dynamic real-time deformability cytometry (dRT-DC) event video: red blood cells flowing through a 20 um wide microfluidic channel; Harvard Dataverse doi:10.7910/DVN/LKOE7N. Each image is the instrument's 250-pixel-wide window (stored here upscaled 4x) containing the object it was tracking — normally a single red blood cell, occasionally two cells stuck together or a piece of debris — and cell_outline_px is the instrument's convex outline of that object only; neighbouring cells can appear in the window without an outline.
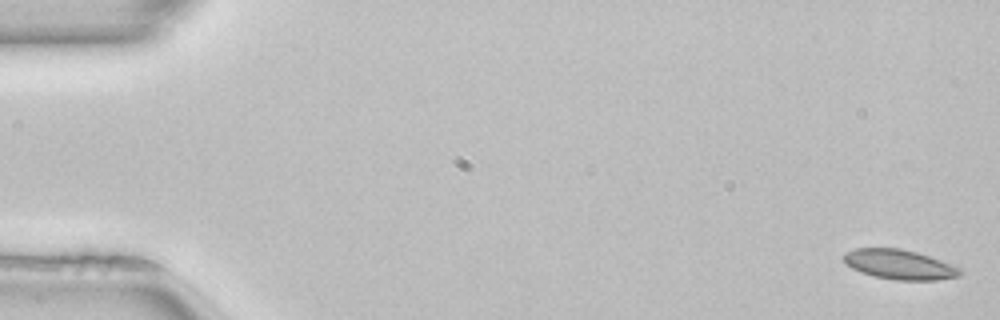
{"species": "common noctule bat (a hibernating species)", "species_latin": "Nyctalus noctula", "temperature_condition": "room temperature", "stored_images_in_passage": 51, "camera_frame_rate_fps": 3000, "um_per_image_px": 0.085, "animal": {"sex": "female", "body_mass_g": 22.7, "forearm_length_mm": 54.2}, "frame": {"image": 1, "passage_image": 1, "time_ms": 0.0, "image_size_px": [1000, 320], "cell_outline_px": [[960, 272], [956, 276], [936, 280], [896, 280], [872, 276], [860, 272], [852, 268], [844, 260], [844, 256], [848, 252], [856, 248], [900, 248], [916, 252], [940, 260], [960, 268]], "centroid_in_image_um": [76.42, 22.48], "position_along_channel_um": 8.6, "area_um2": 19.77}}
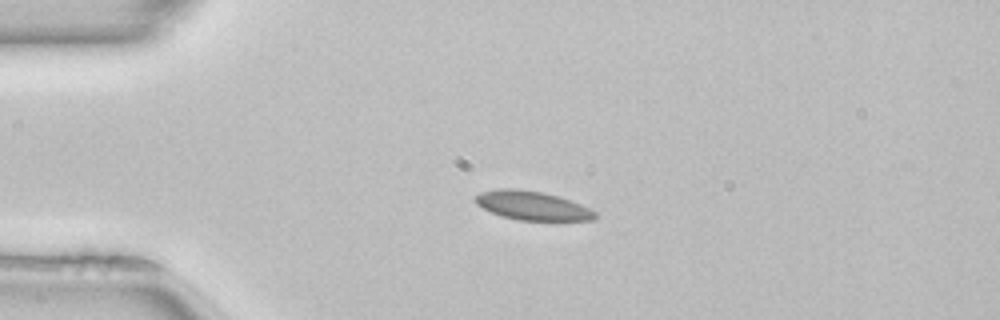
{"frame": {"image": 2, "passage_image": 12, "time_ms": 3.667, "image_size_px": [1000, 320], "cell_outline_px": [[596, 216], [592, 220], [516, 220], [500, 216], [476, 204], [472, 200], [472, 196], [480, 192], [496, 188], [516, 188], [544, 192], [580, 204], [596, 212]], "centroid_in_image_um": [45.14, 17.46], "position_along_channel_um": 39.9, "area_um2": 20.23}}
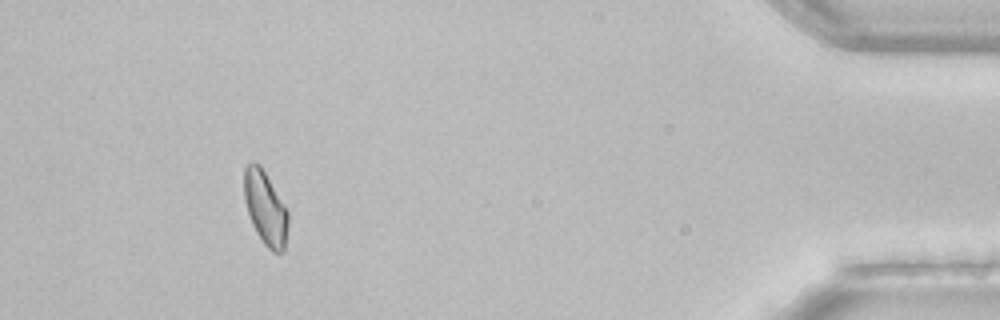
{"frame": {"image": 3, "passage_image": 47, "time_ms": 15.333, "image_size_px": [1000, 320], "cell_outline_px": [[288, 228], [284, 252], [272, 252], [264, 244], [256, 232], [252, 224], [244, 200], [244, 168], [252, 160], [260, 164], [288, 212]], "centroid_in_image_um": [22.55, 17.69], "position_along_channel_um": 412.7, "area_um2": 18.84}, "authors_computed_cell_mechanics": {"area_um2": 19.7676, "velocity_mm_per_s": 4.0049, "shape_relaxation_time_tau1_ms": 8.2225, "shape_relaxation_time_tau2_ms": 4.2229, "deformation_change_tau1": 0.1173, "deformation_change_tau2": 0.0907}}